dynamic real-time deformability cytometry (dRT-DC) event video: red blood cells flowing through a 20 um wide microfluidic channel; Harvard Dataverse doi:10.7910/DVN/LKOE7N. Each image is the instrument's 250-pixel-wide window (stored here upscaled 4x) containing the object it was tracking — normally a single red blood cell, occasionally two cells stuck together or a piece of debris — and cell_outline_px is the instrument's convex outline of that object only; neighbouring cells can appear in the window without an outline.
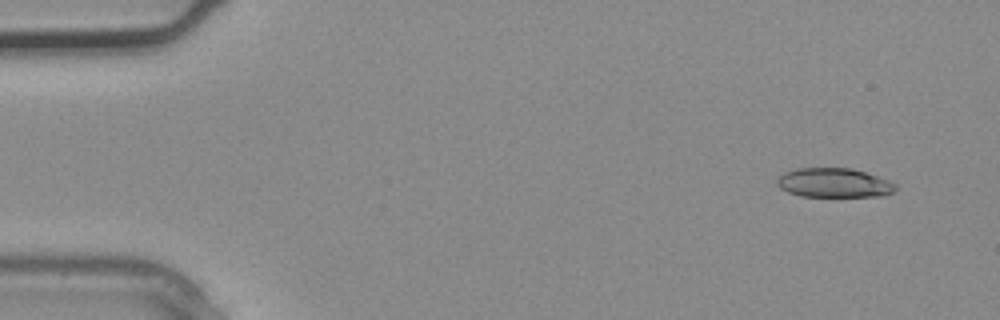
{"species": "common noctule bat (a hibernating species)", "species_latin": "Nyctalus noctula", "temperature_condition": "warm", "stored_images_in_passage": 4, "camera_frame_rate_fps": 3000, "um_per_image_px": 0.085, "animal": {"sex": "male", "body_mass_g": 20.4}, "frame": {"image": 1, "passage_image": 1, "time_ms": 0.0, "image_size_px": [1000, 320], "cell_outline_px": [[896, 188], [892, 192], [884, 196], [800, 196], [788, 192], [780, 188], [776, 184], [776, 180], [784, 172], [796, 168], [852, 168], [888, 180], [896, 184]], "centroid_in_image_um": [70.86, 15.54], "position_along_channel_um": 14.1, "area_um2": 20.17}}
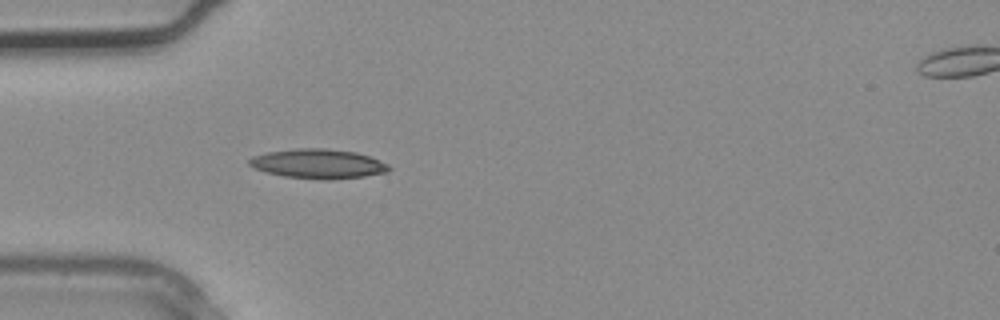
{"frame": {"image": 2, "passage_image": 3, "time_ms": 0.667, "image_size_px": [1000, 320], "cell_outline_px": [[392, 168], [388, 172], [364, 176], [332, 180], [324, 180], [284, 176], [264, 172], [248, 164], [248, 160], [252, 156], [268, 152], [296, 148], [324, 148], [356, 152], [368, 156], [388, 164]], "centroid_in_image_um": [27.04, 13.92], "position_along_channel_um": 58.0, "area_um2": 24.04}}